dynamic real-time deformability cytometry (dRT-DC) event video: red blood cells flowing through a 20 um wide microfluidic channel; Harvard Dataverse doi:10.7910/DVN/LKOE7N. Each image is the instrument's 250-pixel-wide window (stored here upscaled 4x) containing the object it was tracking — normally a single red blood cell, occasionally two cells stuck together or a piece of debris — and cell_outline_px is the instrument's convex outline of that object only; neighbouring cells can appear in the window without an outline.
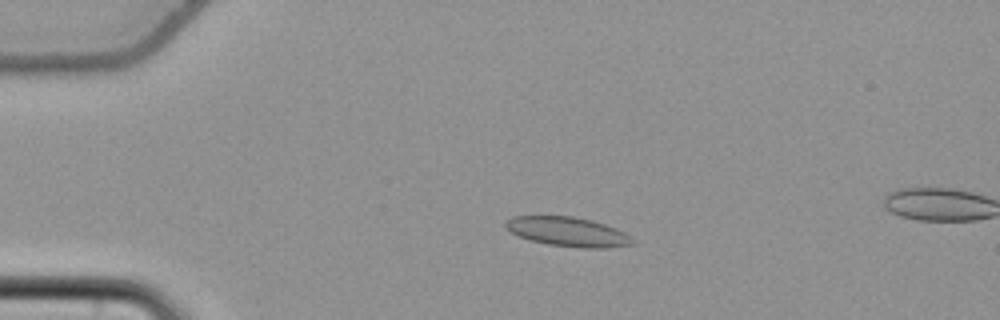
{"species": "common noctule bat (a hibernating species)", "species_latin": "Nyctalus noctula", "temperature_condition": "cold", "stored_images_in_passage": 51, "segment_of_instrument_passage": [1, 2], "camera_frame_rate_fps": 3000, "um_per_image_px": 0.085, "animal": {"sex": "female", "body_mass_g": 22.7, "forearm_length_mm": 54.2}, "frame": {"image": 1, "passage_image": 7, "time_ms": 2.0, "image_size_px": [1000, 320], "cell_outline_px": [[636, 244], [608, 248], [584, 248], [548, 244], [532, 240], [520, 236], [512, 232], [504, 224], [512, 216], [572, 216], [592, 220], [616, 228], [624, 232], [636, 240]], "centroid_in_image_um": [48.34, 19.7], "position_along_channel_um": 36.7, "area_um2": 21.62}}
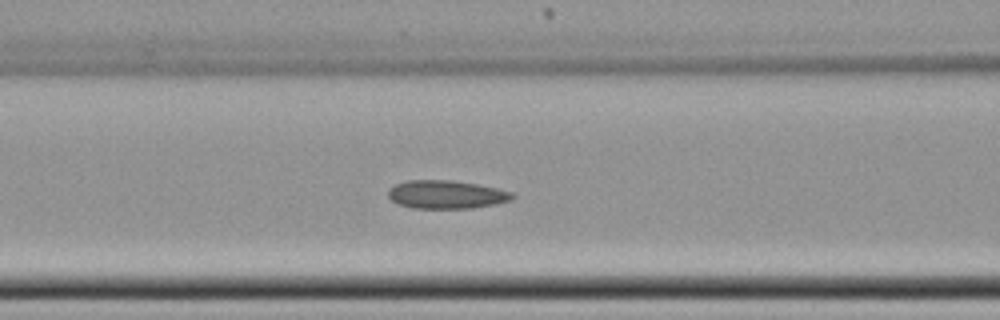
{"frame": {"image": 2, "passage_image": 18, "time_ms": 5.667, "image_size_px": [1000, 320], "cell_outline_px": [[516, 196], [512, 200], [496, 204], [472, 208], [412, 208], [400, 204], [392, 200], [388, 196], [388, 188], [396, 184], [408, 180], [452, 180], [476, 184], [496, 188], [512, 192]], "centroid_in_image_um": [37.95, 16.53], "position_along_channel_um": 128.6, "area_um2": 20.46}}
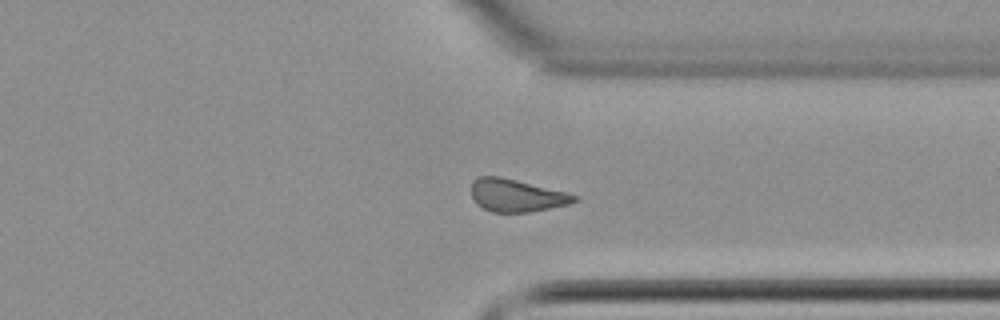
{"frame": {"image": 3, "passage_image": 37, "time_ms": 12.0, "image_size_px": [1000, 320], "cell_outline_px": [[580, 200], [568, 204], [528, 212], [492, 212], [476, 204], [472, 200], [472, 180], [476, 176], [500, 176], [580, 196]], "centroid_in_image_um": [43.86, 16.61], "position_along_channel_um": 367.5, "area_um2": 19.48}}